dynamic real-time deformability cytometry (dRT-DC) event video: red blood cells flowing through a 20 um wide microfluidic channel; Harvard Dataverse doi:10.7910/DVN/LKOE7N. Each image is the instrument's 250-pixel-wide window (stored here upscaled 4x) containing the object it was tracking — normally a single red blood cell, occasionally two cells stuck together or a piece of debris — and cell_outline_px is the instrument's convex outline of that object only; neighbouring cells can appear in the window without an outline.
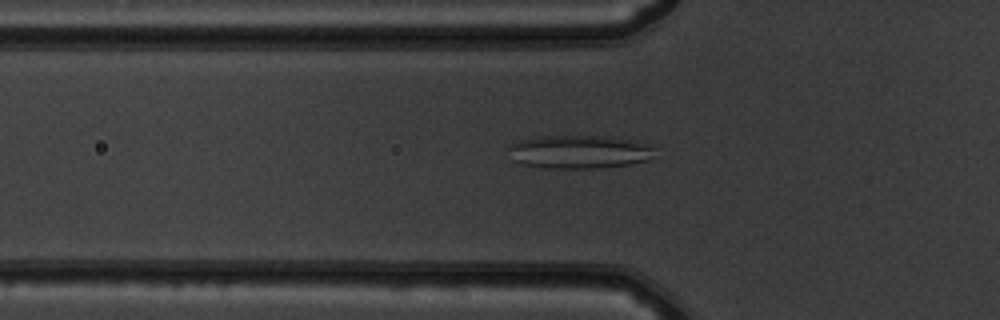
{"species": "common noctule bat (a hibernating species)", "species_latin": "Nyctalus noctula", "temperature_condition": "warm", "stored_images_in_passage": 52, "camera_frame_rate_fps": 3000, "um_per_image_px": 0.085, "animal": {"sex": "male", "body_mass_g": 19.5, "forearm_length_mm": 54.6}, "frame": {"image": 1, "passage_image": 18, "time_ms": 5.667, "image_size_px": [1000, 320], "cell_outline_px": [[652, 148], [648, 160], [628, 164], [596, 168], [540, 168], [520, 164], [512, 160], [508, 148], [508, 144], [516, 140], [544, 136], [612, 136], [652, 144]], "centroid_in_image_um": [49.14, 12.9], "position_along_channel_um": 76.7, "area_um2": 28.61}}
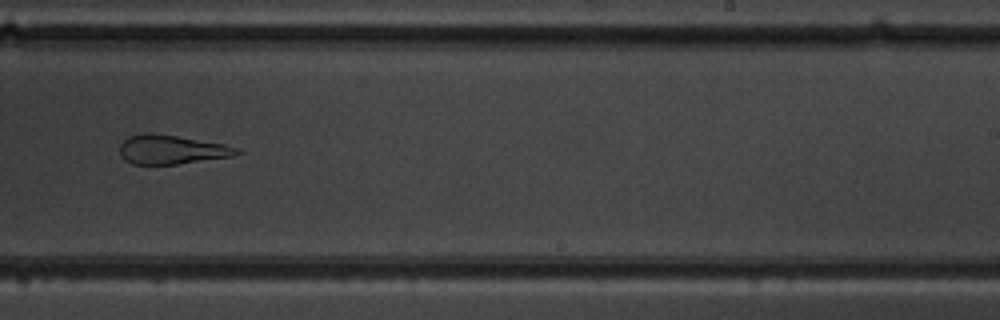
{"frame": {"image": 2, "passage_image": 33, "time_ms": 10.667, "image_size_px": [1000, 320], "cell_outline_px": [[240, 152], [232, 156], [176, 164], [132, 164], [124, 160], [120, 156], [120, 144], [128, 136], [148, 132], [152, 132], [224, 144], [236, 148]], "centroid_in_image_um": [14.5, 12.71], "position_along_channel_um": 274.5, "area_um2": 19.65}}
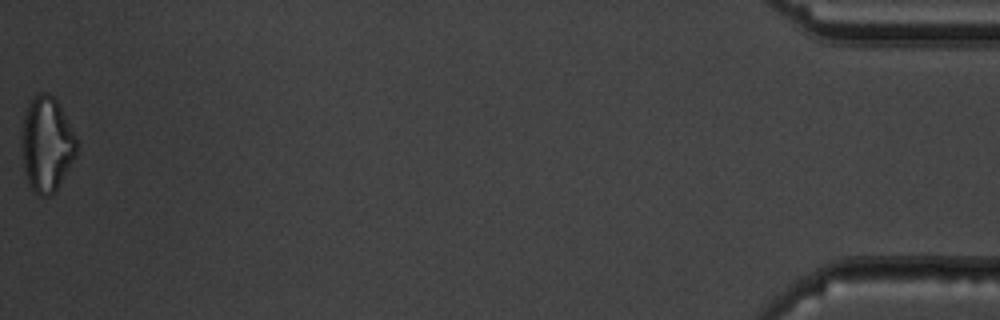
{"frame": {"image": 3, "passage_image": 52, "time_ms": 17.0, "image_size_px": [1000, 320], "cell_outline_px": [[76, 156], [56, 192], [48, 196], [40, 196], [28, 184], [24, 168], [20, 136], [24, 116], [28, 104], [40, 92], [48, 92], [56, 100], [76, 136]], "centroid_in_image_um": [3.96, 12.29], "position_along_channel_um": 431.2, "area_um2": 30.4}, "authors_computed_cell_mechanics": {"area_um2": 26.9059, "velocity_mm_per_s": 3.9628, "shape_relaxation_time_tau1_ms": null, "shape_relaxation_time_tau2_ms": 4.7029, "deformation_change_tau1": null, "deformation_change_tau2": 0.1721}}